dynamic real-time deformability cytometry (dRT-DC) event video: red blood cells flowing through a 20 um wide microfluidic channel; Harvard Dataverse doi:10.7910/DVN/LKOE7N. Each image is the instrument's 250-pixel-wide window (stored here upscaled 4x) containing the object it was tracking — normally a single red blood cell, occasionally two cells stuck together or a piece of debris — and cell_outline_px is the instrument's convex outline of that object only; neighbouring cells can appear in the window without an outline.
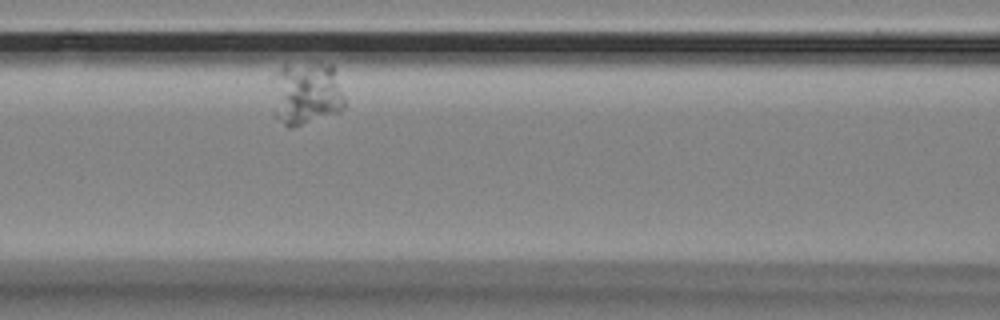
{"species": "Egyptian fruit bat (a non-hibernating species)", "species_latin": "Rousettus aegyptiacus", "temperature_condition": "room temperature", "stored_images_in_passage": 3, "camera_frame_rate_fps": 3000, "um_per_image_px": 0.085, "animal": {"sex": "female"}, "frame": {"image": 1, "passage_image": 3, "time_ms": 0.667, "image_size_px": [1000, 320], "cell_outline_px": [[344, 108], [340, 112], [292, 128], [288, 128], [276, 116], [272, 80], [272, 76], [284, 64], [332, 64], [344, 100]], "centroid_in_image_um": [26.02, 7.94], "position_along_channel_um": 140.6, "area_um2": 26.53}}